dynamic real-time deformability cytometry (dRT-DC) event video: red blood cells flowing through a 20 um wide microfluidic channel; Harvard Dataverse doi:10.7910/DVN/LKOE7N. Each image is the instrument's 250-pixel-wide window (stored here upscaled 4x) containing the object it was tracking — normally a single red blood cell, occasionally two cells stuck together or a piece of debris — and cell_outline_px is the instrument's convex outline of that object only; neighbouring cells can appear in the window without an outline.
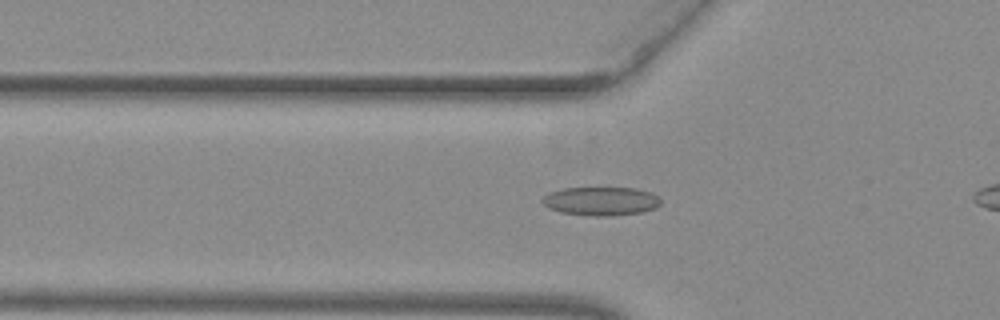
{"species": "common noctule bat (a hibernating species)", "species_latin": "Nyctalus noctula", "temperature_condition": "warm", "stored_images_in_passage": 48, "camera_frame_rate_fps": 3000, "um_per_image_px": 0.085, "animal": {"sex": "female", "body_mass_g": 29.2, "forearm_length_mm": 56.3}, "frame": {"image": 1, "passage_image": 20, "time_ms": 6.333, "image_size_px": [1000, 320], "cell_outline_px": [[660, 204], [656, 208], [644, 212], [608, 216], [592, 216], [560, 212], [548, 208], [540, 200], [548, 192], [560, 188], [636, 188], [652, 192], [660, 196]], "centroid_in_image_um": [51.09, 17.09], "position_along_channel_um": 74.7, "area_um2": 20.06}}
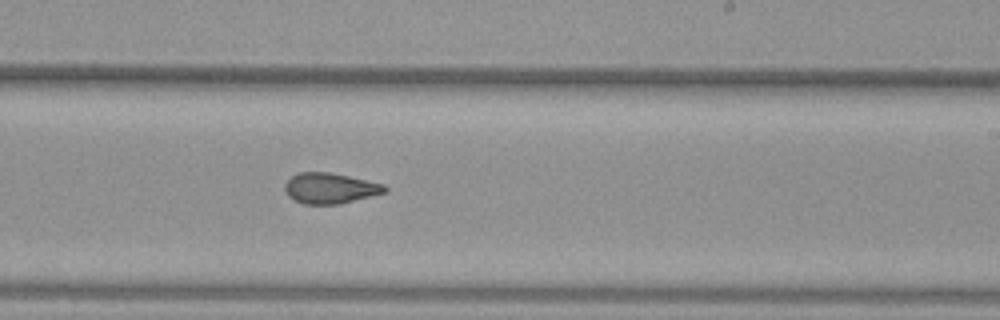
{"frame": {"image": 2, "passage_image": 34, "time_ms": 11.0, "image_size_px": [1000, 320], "cell_outline_px": [[388, 188], [384, 192], [340, 204], [304, 204], [292, 200], [288, 196], [284, 188], [284, 184], [296, 172], [328, 172], [348, 176], [384, 184]], "centroid_in_image_um": [28.0, 16.0], "position_along_channel_um": 261.0, "area_um2": 17.74}}
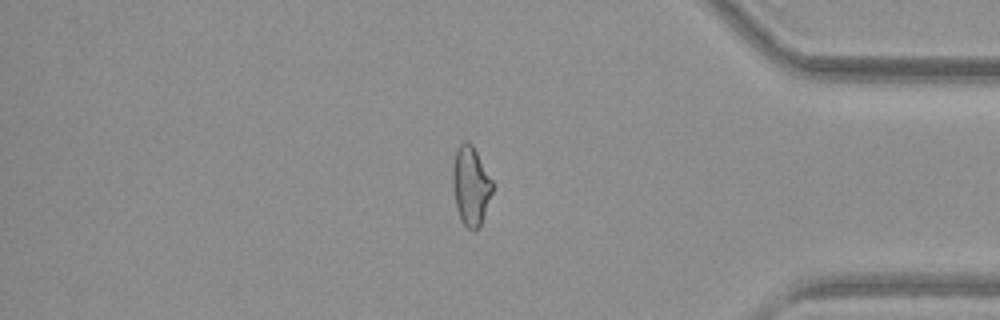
{"frame": {"image": 3, "passage_image": 46, "time_ms": 15.0, "image_size_px": [1000, 320], "cell_outline_px": [[492, 192], [480, 224], [472, 232], [460, 220], [456, 208], [452, 184], [452, 168], [456, 148], [464, 140], [468, 140], [472, 144], [492, 180]], "centroid_in_image_um": [39.98, 15.76], "position_along_channel_um": 395.2, "area_um2": 18.21}, "authors_computed_cell_mechanics": {"area_um2": 18.6116, "velocity_mm_per_s": 3.9865, "shape_relaxation_time_tau1_ms": null, "shape_relaxation_time_tau2_ms": 2.1665, "deformation_change_tau1": null, "deformation_change_tau2": 0.0912}}